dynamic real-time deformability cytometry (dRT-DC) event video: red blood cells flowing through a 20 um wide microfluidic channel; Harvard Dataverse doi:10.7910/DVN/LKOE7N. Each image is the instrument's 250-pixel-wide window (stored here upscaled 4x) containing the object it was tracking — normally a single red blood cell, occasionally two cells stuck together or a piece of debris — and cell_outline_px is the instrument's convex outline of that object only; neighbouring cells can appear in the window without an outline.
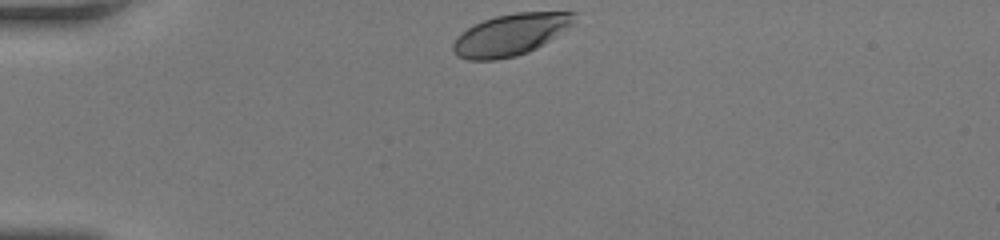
{"species": "human", "species_latin": "Homo sapiens", "temperature_condition": "room temperature", "stored_images_in_passage": 31, "camera_frame_rate_fps": 3000, "um_per_image_px": 0.085, "donor": {"sex": "female"}, "frame": {"image": 1, "passage_image": 1, "time_ms": 0.0, "image_size_px": [1000, 240], "cell_outline_px": [[576, 12], [568, 24], [548, 40], [536, 48], [528, 52], [516, 56], [496, 60], [468, 60], [456, 56], [452, 48], [452, 44], [456, 36], [472, 24], [496, 16], [516, 12]], "centroid_in_image_um": [43.24, 2.96], "position_along_channel_um": 41.8, "area_um2": 28.78}}
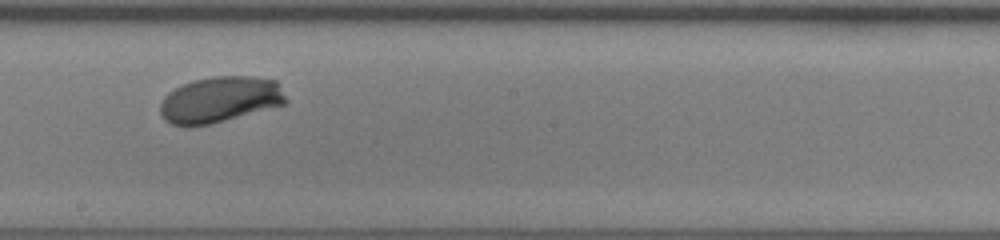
{"frame": {"image": 2, "passage_image": 18, "time_ms": 5.667, "image_size_px": [1000, 240], "cell_outline_px": [[288, 104], [212, 124], [188, 128], [184, 128], [172, 124], [164, 120], [160, 112], [160, 100], [168, 92], [192, 80], [216, 76], [252, 76], [276, 80], [288, 100]], "centroid_in_image_um": [18.69, 8.49], "position_along_channel_um": 229.5, "area_um2": 34.39}}
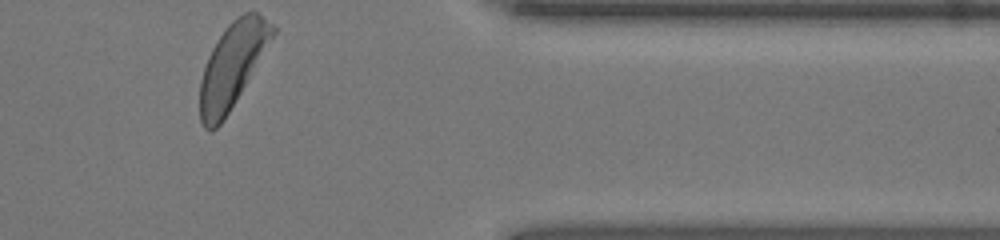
{"frame": {"image": 3, "passage_image": 31, "time_ms": 10.0, "image_size_px": [1000, 240], "cell_outline_px": [[276, 32], [224, 120], [216, 128], [208, 132], [204, 128], [200, 120], [200, 80], [208, 56], [216, 40], [228, 24], [236, 16], [244, 12], [260, 12], [276, 28]], "centroid_in_image_um": [19.73, 5.54], "position_along_channel_um": 391.7, "area_um2": 35.43}, "authors_computed_cell_mechanics": {"area_um2": 33.4662, "velocity_mm_per_s": 4.1138, "shape_relaxation_time_tau1_ms": 2.3367, "shape_relaxation_time_tau2_ms": null, "deformation_change_tau1": 0.1457, "deformation_change_tau2": null}}